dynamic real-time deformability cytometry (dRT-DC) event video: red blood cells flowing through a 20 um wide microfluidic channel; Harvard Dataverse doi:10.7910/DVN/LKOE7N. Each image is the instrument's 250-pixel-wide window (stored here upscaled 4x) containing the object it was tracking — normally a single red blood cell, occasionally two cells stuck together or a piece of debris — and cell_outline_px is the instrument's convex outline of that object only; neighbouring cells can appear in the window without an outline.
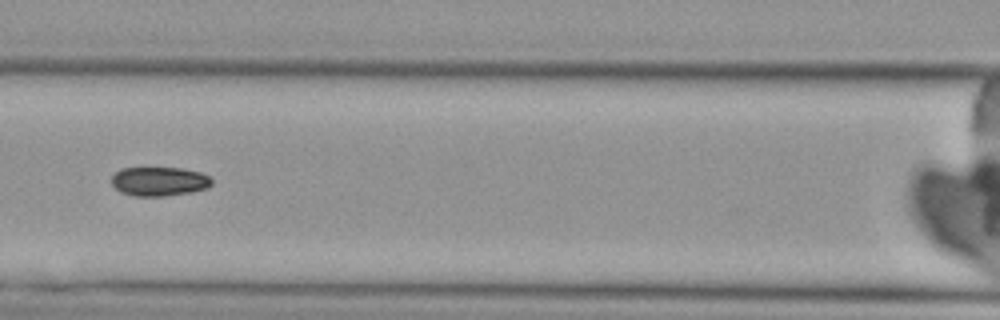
{"species": "Egyptian fruit bat (a non-hibernating species)", "species_latin": "Rousettus aegyptiacus", "temperature_condition": "cold", "stored_images_in_passage": 9, "camera_frame_rate_fps": 3000, "um_per_image_px": 0.085, "animal": {"sex": "female"}, "frame": {"image": 1, "passage_image": 7, "time_ms": 8.0, "image_size_px": [1000, 320], "cell_outline_px": [[212, 184], [208, 188], [192, 192], [164, 196], [136, 196], [120, 192], [112, 184], [112, 176], [120, 168], [180, 168], [200, 172], [208, 176], [212, 180]], "centroid_in_image_um": [13.54, 15.42], "position_along_channel_um": 153.1, "area_um2": 16.99}}
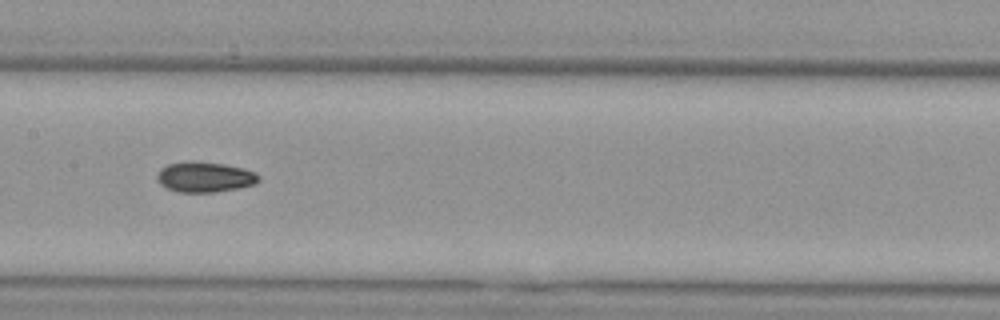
{"frame": {"image": 2, "passage_image": 8, "time_ms": 9.0, "image_size_px": [1000, 320], "cell_outline_px": [[260, 180], [256, 184], [236, 188], [212, 192], [176, 192], [160, 184], [156, 180], [156, 172], [160, 168], [168, 164], [188, 160], [192, 160], [224, 164], [244, 168], [256, 172], [260, 176]], "centroid_in_image_um": [17.38, 15.03], "position_along_channel_um": 190.0, "area_um2": 18.26}}